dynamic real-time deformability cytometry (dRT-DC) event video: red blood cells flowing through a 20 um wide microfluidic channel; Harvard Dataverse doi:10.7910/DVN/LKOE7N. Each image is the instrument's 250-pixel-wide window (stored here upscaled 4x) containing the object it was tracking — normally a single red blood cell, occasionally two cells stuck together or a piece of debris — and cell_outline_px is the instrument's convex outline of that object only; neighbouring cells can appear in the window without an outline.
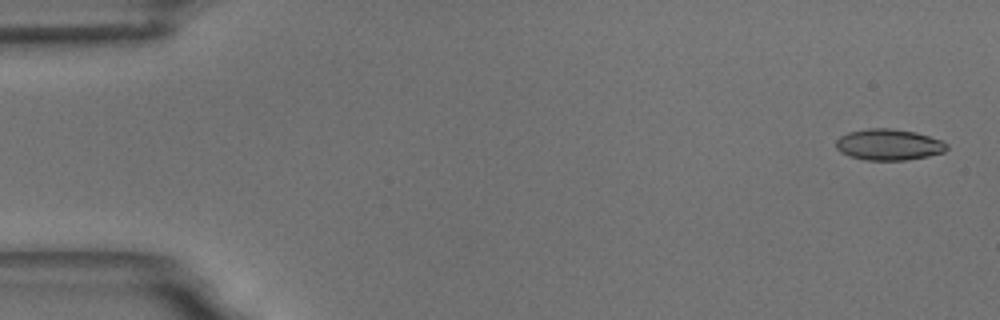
{"species": "common noctule bat (a hibernating species)", "species_latin": "Nyctalus noctula", "temperature_condition": "room temperature", "stored_images_in_passage": 11, "camera_frame_rate_fps": 3000, "um_per_image_px": 0.085, "animal": {"sex": "male", "body_mass_g": 18.8}, "frame": {"image": 1, "passage_image": 1, "time_ms": 0.0, "image_size_px": [1000, 320], "cell_outline_px": [[948, 148], [944, 152], [928, 156], [904, 160], [864, 160], [848, 156], [840, 152], [836, 148], [836, 140], [840, 136], [848, 132], [868, 128], [892, 128], [916, 132], [940, 140], [948, 144]], "centroid_in_image_um": [75.52, 12.29], "position_along_channel_um": 9.5, "area_um2": 20.23}}
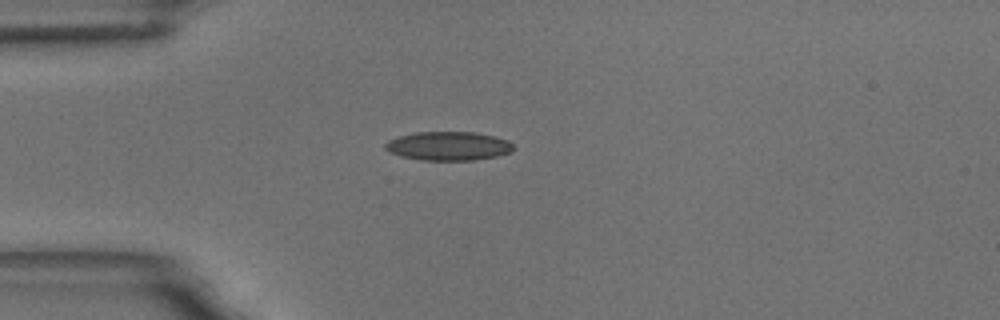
{"frame": {"image": 2, "passage_image": 4, "time_ms": 4.333, "image_size_px": [1000, 320], "cell_outline_px": [[516, 148], [512, 152], [496, 156], [476, 160], [420, 160], [400, 156], [388, 152], [384, 148], [384, 144], [388, 140], [396, 136], [416, 132], [476, 132], [508, 140]], "centroid_in_image_um": [38.09, 12.41], "position_along_channel_um": 46.9, "area_um2": 21.79}}
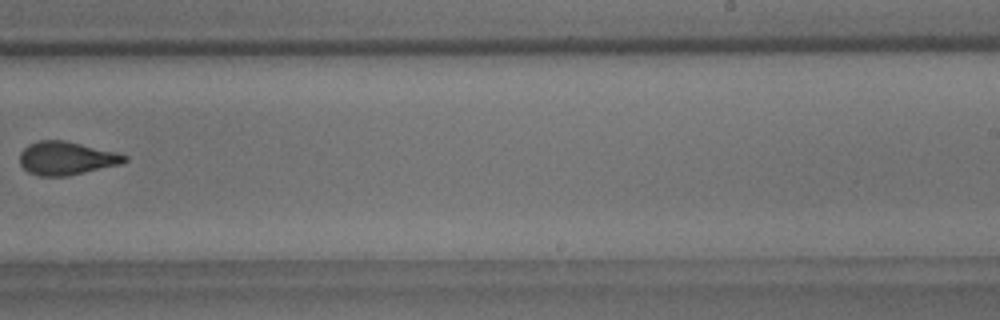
{"frame": {"image": 3, "passage_image": 10, "time_ms": 11.333, "image_size_px": [1000, 320], "cell_outline_px": [[128, 160], [120, 164], [68, 176], [40, 176], [28, 172], [20, 164], [20, 152], [28, 144], [40, 140], [64, 140], [116, 152], [128, 156]], "centroid_in_image_um": [5.63, 13.45], "position_along_channel_um": 283.4, "area_um2": 20.29}}